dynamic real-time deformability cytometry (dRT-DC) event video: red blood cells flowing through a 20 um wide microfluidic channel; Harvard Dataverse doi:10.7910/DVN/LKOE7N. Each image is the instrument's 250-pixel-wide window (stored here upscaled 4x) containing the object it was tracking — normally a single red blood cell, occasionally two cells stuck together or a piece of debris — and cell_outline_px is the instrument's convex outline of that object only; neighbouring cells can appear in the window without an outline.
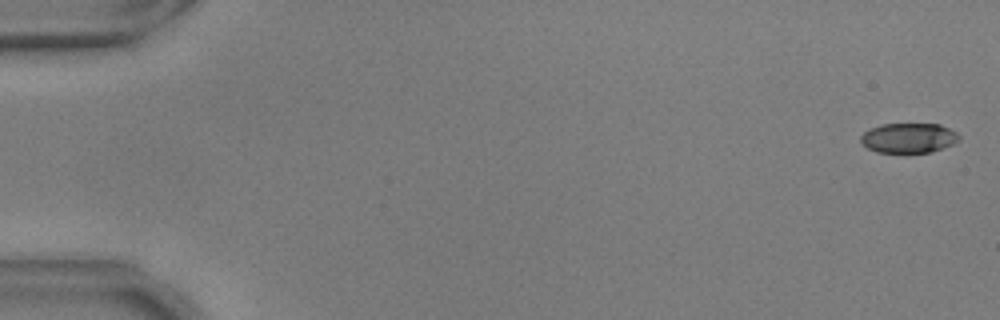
{"species": "common noctule bat (a hibernating species)", "species_latin": "Nyctalus noctula", "temperature_condition": "warm", "stored_images_in_passage": 16, "camera_frame_rate_fps": 3000, "um_per_image_px": 0.085, "animal": {"sex": "male", "body_mass_g": 17.9, "forearm_length_mm": 54.2}, "frame": {"image": 1, "passage_image": 2, "time_ms": 0.333, "image_size_px": [1000, 320], "cell_outline_px": [[960, 140], [952, 144], [932, 152], [876, 152], [868, 148], [860, 140], [860, 136], [864, 132], [880, 124], [940, 124], [956, 132], [960, 136]], "centroid_in_image_um": [77.24, 11.72], "position_along_channel_um": 7.8, "area_um2": 16.99}}
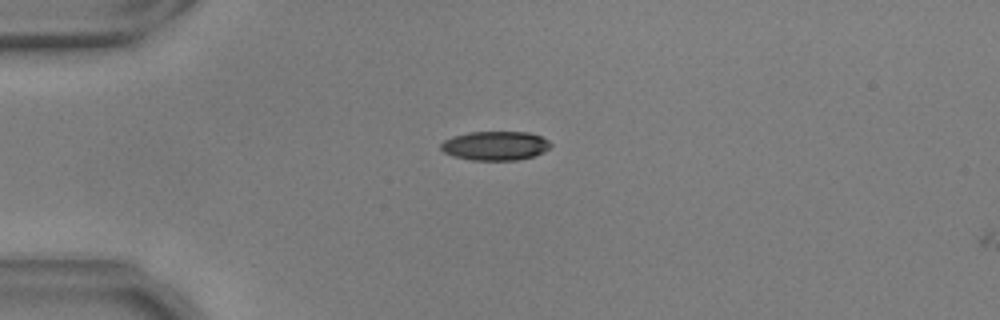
{"frame": {"image": 2, "passage_image": 15, "time_ms": 4.667, "image_size_px": [1000, 320], "cell_outline_px": [[552, 144], [544, 152], [532, 156], [516, 160], [472, 160], [452, 156], [444, 152], [440, 148], [440, 144], [444, 140], [452, 136], [468, 132], [528, 132], [540, 136], [548, 140]], "centroid_in_image_um": [42.07, 12.38], "position_along_channel_um": 42.9, "area_um2": 18.61}}